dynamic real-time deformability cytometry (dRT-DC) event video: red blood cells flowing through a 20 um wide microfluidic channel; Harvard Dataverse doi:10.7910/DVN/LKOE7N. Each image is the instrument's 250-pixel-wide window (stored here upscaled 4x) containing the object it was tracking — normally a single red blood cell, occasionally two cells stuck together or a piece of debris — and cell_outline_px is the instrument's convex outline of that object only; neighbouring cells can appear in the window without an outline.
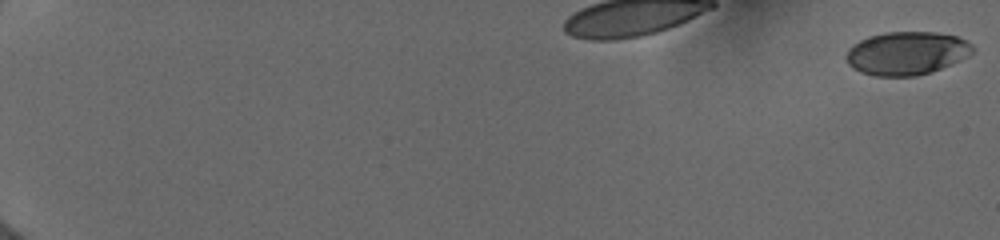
{"species": "human", "species_latin": "Homo sapiens", "temperature_condition": "cold", "stored_images_in_passage": 37, "camera_frame_rate_fps": 3000, "um_per_image_px": 0.085, "donor": {"sex": "female"}, "frame": {"image": 1, "passage_image": 1, "time_ms": 0.0, "image_size_px": [1000, 240], "cell_outline_px": [[972, 52], [968, 56], [960, 60], [940, 68], [916, 76], [876, 76], [860, 72], [852, 68], [848, 64], [844, 56], [848, 48], [852, 44], [868, 36], [884, 32], [936, 32], [956, 36], [972, 44]], "centroid_in_image_um": [77.0, 4.52], "position_along_channel_um": 8.0, "area_um2": 31.91}}
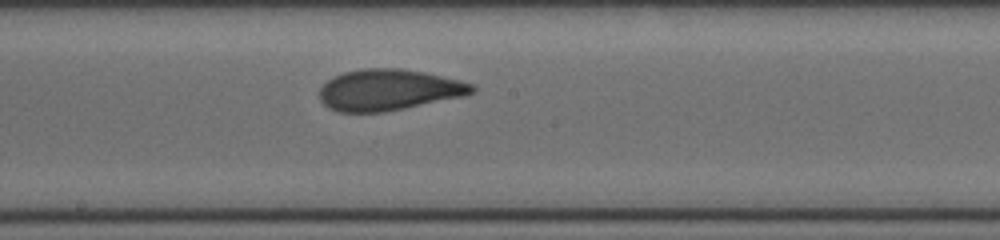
{"frame": {"image": 2, "passage_image": 20, "time_ms": 7.333, "image_size_px": [1000, 240], "cell_outline_px": [[476, 92], [464, 96], [384, 112], [336, 112], [328, 108], [320, 100], [320, 88], [332, 76], [344, 72], [364, 68], [400, 68], [424, 72], [460, 80], [476, 84]], "centroid_in_image_um": [33.05, 7.64], "position_along_channel_um": 215.1, "area_um2": 36.76}}
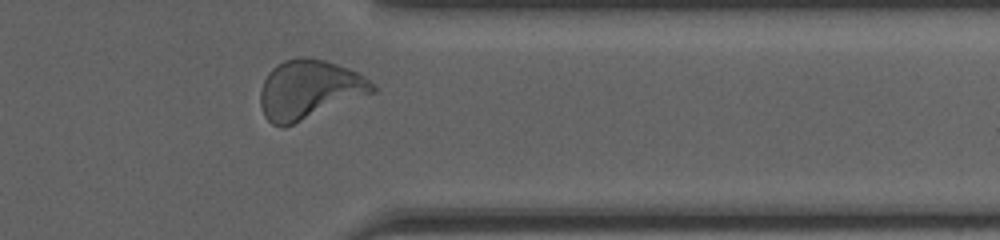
{"frame": {"image": 3, "passage_image": 33, "time_ms": 11.667, "image_size_px": [1000, 240], "cell_outline_px": [[376, 92], [284, 128], [272, 124], [264, 116], [260, 104], [260, 92], [264, 80], [268, 72], [276, 64], [284, 60], [300, 56], [304, 56], [324, 60], [360, 72], [376, 88]], "centroid_in_image_um": [26.27, 7.61], "position_along_channel_um": 385.1, "area_um2": 38.84}, "authors_computed_cell_mechanics": {"area_um2": 36.0094, "velocity_mm_per_s": 3.9654, "shape_relaxation_time_tau1_ms": 3.6801, "shape_relaxation_time_tau2_ms": 0.977, "deformation_change_tau1": 0.1427, "deformation_change_tau2": 0.0577}}